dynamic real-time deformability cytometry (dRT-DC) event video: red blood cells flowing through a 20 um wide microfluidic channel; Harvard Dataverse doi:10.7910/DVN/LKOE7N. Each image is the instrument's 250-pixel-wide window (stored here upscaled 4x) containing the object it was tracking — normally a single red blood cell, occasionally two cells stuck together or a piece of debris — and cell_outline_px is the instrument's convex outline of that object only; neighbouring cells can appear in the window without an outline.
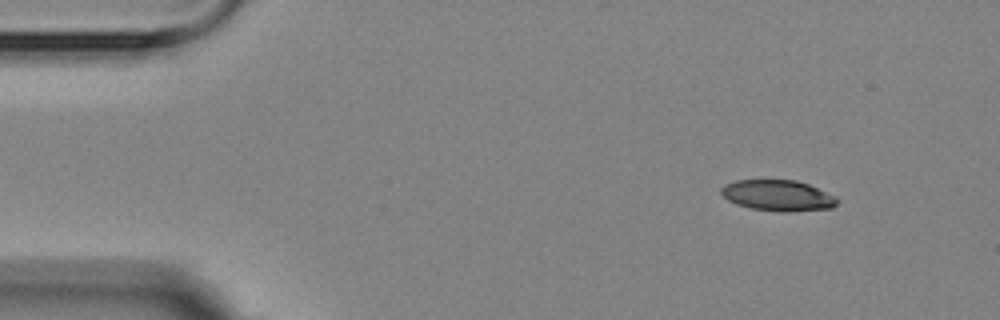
{"species": "Egyptian fruit bat (a non-hibernating species)", "species_latin": "Rousettus aegyptiacus", "temperature_condition": "room temperature", "stored_images_in_passage": 3, "camera_frame_rate_fps": 3000, "um_per_image_px": 0.085, "animal": {"sex": "female"}, "frame": {"image": 1, "passage_image": 1, "time_ms": 0.0, "image_size_px": [1000, 320], "cell_outline_px": [[840, 200], [832, 208], [792, 212], [780, 212], [752, 208], [736, 204], [728, 200], [720, 192], [720, 188], [724, 184], [736, 180], [796, 180], [808, 184], [836, 196]], "centroid_in_image_um": [66.13, 16.62], "position_along_channel_um": 18.9, "area_um2": 21.04}}
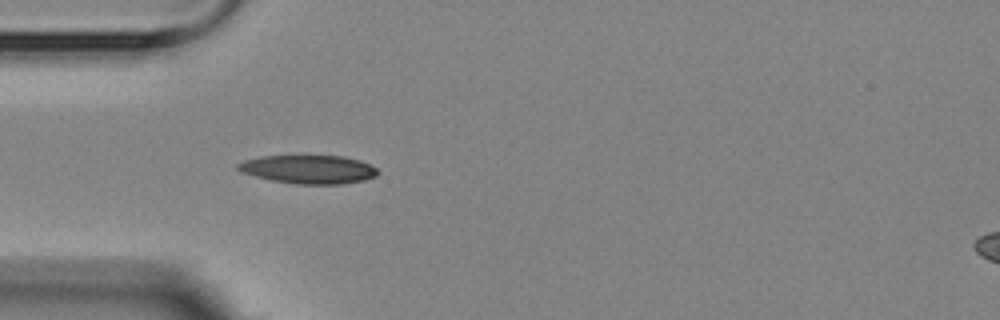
{"frame": {"image": 2, "passage_image": 3, "time_ms": 3.333, "image_size_px": [1000, 320], "cell_outline_px": [[380, 172], [376, 176], [364, 180], [340, 184], [296, 184], [272, 180], [240, 172], [236, 168], [236, 164], [244, 160], [260, 156], [344, 156], [360, 160], [376, 168]], "centroid_in_image_um": [26.22, 14.39], "position_along_channel_um": 58.8, "area_um2": 23.24}}